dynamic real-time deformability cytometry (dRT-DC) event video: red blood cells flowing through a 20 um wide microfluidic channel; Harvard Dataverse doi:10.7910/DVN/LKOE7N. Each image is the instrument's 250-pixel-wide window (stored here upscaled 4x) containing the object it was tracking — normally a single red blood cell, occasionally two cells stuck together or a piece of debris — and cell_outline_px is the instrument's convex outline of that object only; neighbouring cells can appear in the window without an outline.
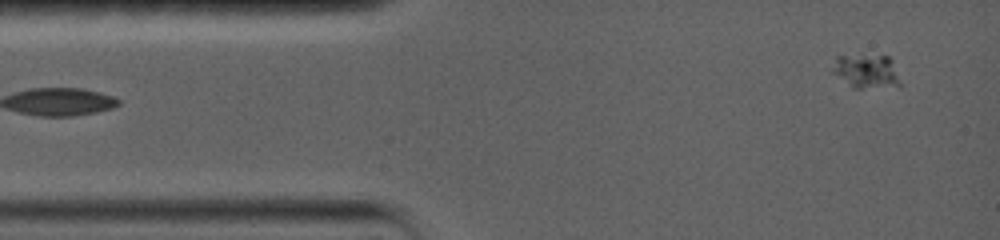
{"species": "common noctule bat (a hibernating species)", "species_latin": "Nyctalus noctula", "temperature_condition": "warm", "stored_images_in_passage": 32, "camera_frame_rate_fps": 5000, "um_per_image_px": 0.085, "animal": {"sex": "female", "body_mass_g": 19.0, "forearm_length_mm": 56.7}, "frame": {"image": 1, "passage_image": 1, "time_ms": 0.0, "image_size_px": [1000, 240], "cell_outline_px": [[900, 88], [852, 88], [832, 72], [832, 68], [836, 56], [888, 56], [892, 60], [900, 84]], "centroid_in_image_um": [73.66, 6.1], "position_along_channel_um": 11.3, "area_um2": 13.41}}
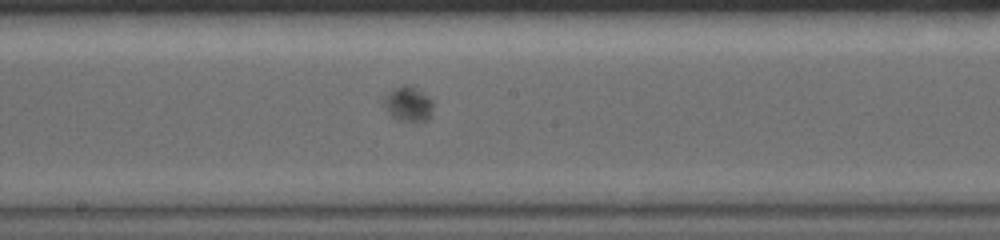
{"frame": {"image": 2, "passage_image": 14, "time_ms": 8.2, "image_size_px": [1000, 240], "cell_outline_px": [[432, 120], [396, 120], [388, 112], [380, 96], [404, 84], [408, 84], [416, 88], [428, 96], [432, 100]], "centroid_in_image_um": [34.69, 8.82], "position_along_channel_um": 213.5, "area_um2": 10.12}}
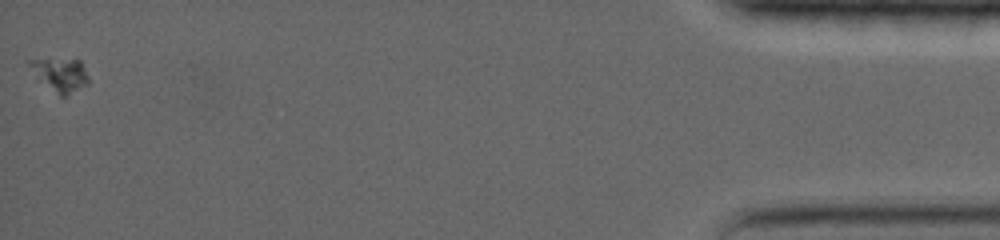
{"frame": {"image": 3, "passage_image": 32, "time_ms": 18.6, "image_size_px": [1000, 240], "cell_outline_px": [[88, 84], [64, 96], [60, 96], [36, 80], [24, 60], [80, 60], [88, 76]], "centroid_in_image_um": [5.04, 6.36], "position_along_channel_um": 430.2, "area_um2": 11.5}}